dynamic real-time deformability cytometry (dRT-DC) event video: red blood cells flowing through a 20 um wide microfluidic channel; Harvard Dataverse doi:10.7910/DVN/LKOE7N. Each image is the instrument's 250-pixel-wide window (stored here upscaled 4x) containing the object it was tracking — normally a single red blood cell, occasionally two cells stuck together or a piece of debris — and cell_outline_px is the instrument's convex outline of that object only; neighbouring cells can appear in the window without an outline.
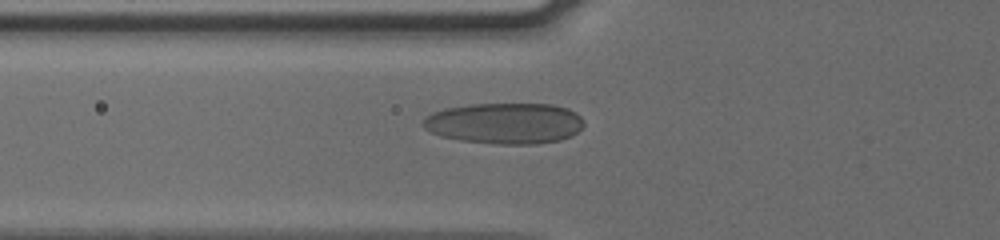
{"species": "human", "species_latin": "Homo sapiens", "temperature_condition": "cold", "stored_images_in_passage": 35, "camera_frame_rate_fps": 3000, "um_per_image_px": 0.085, "donor": {"sex": "male"}, "frame": {"image": 1, "passage_image": 2, "time_ms": 0.333, "image_size_px": [1000, 240], "cell_outline_px": [[584, 124], [572, 136], [560, 140], [536, 144], [492, 144], [460, 140], [440, 136], [424, 128], [424, 120], [432, 112], [448, 108], [472, 104], [552, 104], [568, 108], [576, 112], [584, 120]], "centroid_in_image_um": [42.95, 10.48], "position_along_channel_um": 82.9, "area_um2": 38.44}}
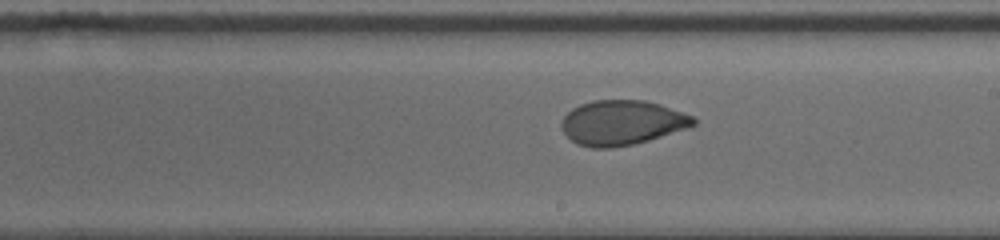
{"frame": {"image": 2, "passage_image": 14, "time_ms": 4.333, "image_size_px": [1000, 240], "cell_outline_px": [[696, 124], [648, 140], [632, 144], [612, 148], [592, 148], [576, 144], [564, 132], [560, 124], [564, 116], [572, 108], [580, 104], [592, 100], [644, 100], [660, 104], [692, 116], [696, 120]], "centroid_in_image_um": [52.81, 10.42], "position_along_channel_um": 236.2, "area_um2": 34.1}}
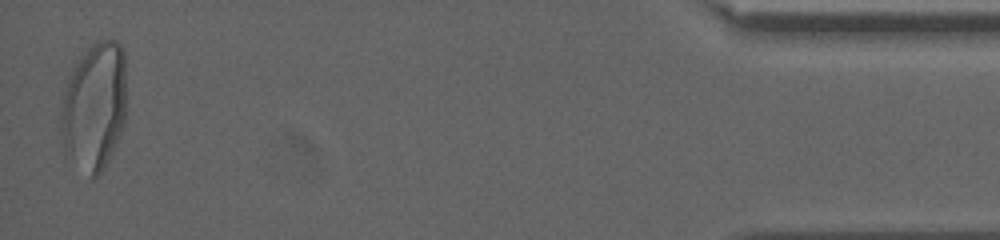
{"frame": {"image": 3, "passage_image": 35, "time_ms": 11.333, "image_size_px": [1000, 240], "cell_outline_px": [[124, 124], [108, 160], [104, 168], [92, 180], [64, 156], [60, 128], [64, 92], [68, 80], [80, 56], [92, 44], [100, 40], [116, 40], [120, 44], [124, 52]], "centroid_in_image_um": [7.99, 9.11], "position_along_channel_um": 427.2, "area_um2": 48.78}, "authors_computed_cell_mechanics": {"area_um2": 35.6048, "velocity_mm_per_s": 3.8107, "shape_relaxation_time_tau1_ms": 7.1346, "shape_relaxation_time_tau2_ms": 1.3801, "deformation_change_tau1": 0.1933, "deformation_change_tau2": 0.0392}}